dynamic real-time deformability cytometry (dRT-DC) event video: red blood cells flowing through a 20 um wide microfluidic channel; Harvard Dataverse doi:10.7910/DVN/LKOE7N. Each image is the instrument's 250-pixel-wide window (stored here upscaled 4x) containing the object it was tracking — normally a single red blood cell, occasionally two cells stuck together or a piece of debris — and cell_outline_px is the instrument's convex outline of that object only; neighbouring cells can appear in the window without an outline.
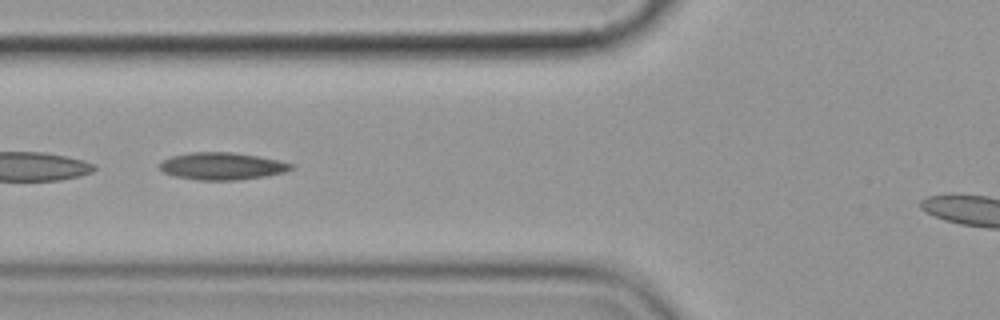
{"species": "common noctule bat (a hibernating species)", "species_latin": "Nyctalus noctula", "temperature_condition": "cold", "stored_images_in_passage": 6, "camera_frame_rate_fps": 3000, "um_per_image_px": 0.085, "animal": {"sex": "female", "body_mass_g": 19.9}, "frame": {"image": 1, "passage_image": 3, "time_ms": 2.333, "image_size_px": [1000, 320], "cell_outline_px": [[296, 168], [284, 172], [264, 176], [236, 180], [196, 180], [176, 176], [164, 172], [160, 168], [160, 164], [164, 160], [172, 156], [188, 152], [232, 152], [256, 156], [296, 164]], "centroid_in_image_um": [18.9, 14.12], "position_along_channel_um": 106.9, "area_um2": 20.75}}
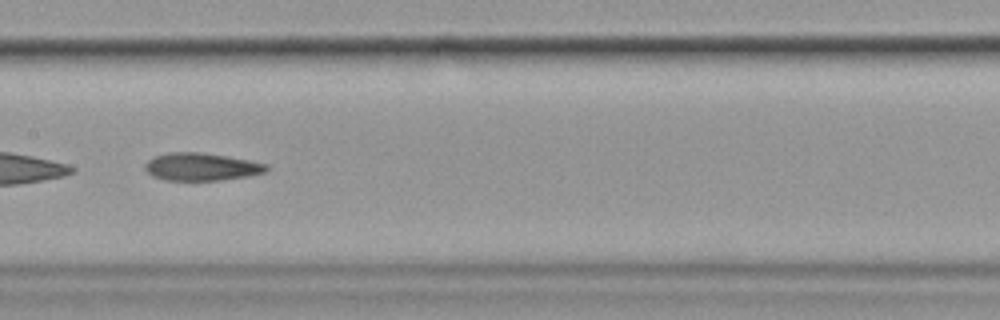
{"frame": {"image": 2, "passage_image": 5, "time_ms": 4.667, "image_size_px": [1000, 320], "cell_outline_px": [[268, 168], [264, 172], [248, 176], [220, 180], [168, 180], [152, 176], [144, 168], [144, 164], [148, 160], [156, 156], [168, 152], [200, 152], [248, 160], [268, 164]], "centroid_in_image_um": [17.09, 14.17], "position_along_channel_um": 190.3, "area_um2": 19.36}}